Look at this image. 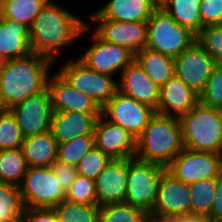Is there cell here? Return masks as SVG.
<instances>
[{
  "mask_svg": "<svg viewBox=\"0 0 222 222\" xmlns=\"http://www.w3.org/2000/svg\"><path fill=\"white\" fill-rule=\"evenodd\" d=\"M51 0L36 16L30 26L32 52L57 61V52L75 43L82 33L88 32L90 25Z\"/></svg>",
  "mask_w": 222,
  "mask_h": 222,
  "instance_id": "1",
  "label": "cell"
},
{
  "mask_svg": "<svg viewBox=\"0 0 222 222\" xmlns=\"http://www.w3.org/2000/svg\"><path fill=\"white\" fill-rule=\"evenodd\" d=\"M55 62L41 54L6 60L0 73V109H11L47 88L49 70Z\"/></svg>",
  "mask_w": 222,
  "mask_h": 222,
  "instance_id": "2",
  "label": "cell"
},
{
  "mask_svg": "<svg viewBox=\"0 0 222 222\" xmlns=\"http://www.w3.org/2000/svg\"><path fill=\"white\" fill-rule=\"evenodd\" d=\"M183 149L180 119L155 113L136 139L135 158L166 167Z\"/></svg>",
  "mask_w": 222,
  "mask_h": 222,
  "instance_id": "3",
  "label": "cell"
},
{
  "mask_svg": "<svg viewBox=\"0 0 222 222\" xmlns=\"http://www.w3.org/2000/svg\"><path fill=\"white\" fill-rule=\"evenodd\" d=\"M180 122L184 148L222 154V109L199 101Z\"/></svg>",
  "mask_w": 222,
  "mask_h": 222,
  "instance_id": "4",
  "label": "cell"
},
{
  "mask_svg": "<svg viewBox=\"0 0 222 222\" xmlns=\"http://www.w3.org/2000/svg\"><path fill=\"white\" fill-rule=\"evenodd\" d=\"M195 41L197 35L189 28L179 25L160 6L148 20L147 48L169 55H180Z\"/></svg>",
  "mask_w": 222,
  "mask_h": 222,
  "instance_id": "5",
  "label": "cell"
},
{
  "mask_svg": "<svg viewBox=\"0 0 222 222\" xmlns=\"http://www.w3.org/2000/svg\"><path fill=\"white\" fill-rule=\"evenodd\" d=\"M165 171L163 165L128 158L125 202L149 215L153 211L158 184Z\"/></svg>",
  "mask_w": 222,
  "mask_h": 222,
  "instance_id": "6",
  "label": "cell"
},
{
  "mask_svg": "<svg viewBox=\"0 0 222 222\" xmlns=\"http://www.w3.org/2000/svg\"><path fill=\"white\" fill-rule=\"evenodd\" d=\"M58 73L70 86L89 96L100 108L118 91V80L88 68L79 59L67 61Z\"/></svg>",
  "mask_w": 222,
  "mask_h": 222,
  "instance_id": "7",
  "label": "cell"
},
{
  "mask_svg": "<svg viewBox=\"0 0 222 222\" xmlns=\"http://www.w3.org/2000/svg\"><path fill=\"white\" fill-rule=\"evenodd\" d=\"M19 187L25 208H54L66 198L51 167H28Z\"/></svg>",
  "mask_w": 222,
  "mask_h": 222,
  "instance_id": "8",
  "label": "cell"
},
{
  "mask_svg": "<svg viewBox=\"0 0 222 222\" xmlns=\"http://www.w3.org/2000/svg\"><path fill=\"white\" fill-rule=\"evenodd\" d=\"M166 171L188 185L217 177L222 172V154L184 148L166 166Z\"/></svg>",
  "mask_w": 222,
  "mask_h": 222,
  "instance_id": "9",
  "label": "cell"
},
{
  "mask_svg": "<svg viewBox=\"0 0 222 222\" xmlns=\"http://www.w3.org/2000/svg\"><path fill=\"white\" fill-rule=\"evenodd\" d=\"M156 113L151 106L139 102L120 91L101 108V114L110 122L120 125L137 139Z\"/></svg>",
  "mask_w": 222,
  "mask_h": 222,
  "instance_id": "10",
  "label": "cell"
},
{
  "mask_svg": "<svg viewBox=\"0 0 222 222\" xmlns=\"http://www.w3.org/2000/svg\"><path fill=\"white\" fill-rule=\"evenodd\" d=\"M191 213L189 185L165 171L160 178L153 211L149 220L168 222L175 216Z\"/></svg>",
  "mask_w": 222,
  "mask_h": 222,
  "instance_id": "11",
  "label": "cell"
},
{
  "mask_svg": "<svg viewBox=\"0 0 222 222\" xmlns=\"http://www.w3.org/2000/svg\"><path fill=\"white\" fill-rule=\"evenodd\" d=\"M91 33L92 45L78 58L88 68L114 76L135 59V54L127 47L106 42L94 31Z\"/></svg>",
  "mask_w": 222,
  "mask_h": 222,
  "instance_id": "12",
  "label": "cell"
},
{
  "mask_svg": "<svg viewBox=\"0 0 222 222\" xmlns=\"http://www.w3.org/2000/svg\"><path fill=\"white\" fill-rule=\"evenodd\" d=\"M175 75L200 95L216 65L212 56L195 41L174 58Z\"/></svg>",
  "mask_w": 222,
  "mask_h": 222,
  "instance_id": "13",
  "label": "cell"
},
{
  "mask_svg": "<svg viewBox=\"0 0 222 222\" xmlns=\"http://www.w3.org/2000/svg\"><path fill=\"white\" fill-rule=\"evenodd\" d=\"M10 110L15 115L24 138L51 129L53 111L48 88L38 94L29 96Z\"/></svg>",
  "mask_w": 222,
  "mask_h": 222,
  "instance_id": "14",
  "label": "cell"
},
{
  "mask_svg": "<svg viewBox=\"0 0 222 222\" xmlns=\"http://www.w3.org/2000/svg\"><path fill=\"white\" fill-rule=\"evenodd\" d=\"M94 22V32L104 41L127 47L136 54L147 47L148 21L121 22L104 18H87Z\"/></svg>",
  "mask_w": 222,
  "mask_h": 222,
  "instance_id": "15",
  "label": "cell"
},
{
  "mask_svg": "<svg viewBox=\"0 0 222 222\" xmlns=\"http://www.w3.org/2000/svg\"><path fill=\"white\" fill-rule=\"evenodd\" d=\"M95 146L112 159L134 158L136 139L120 125L108 121L102 114L94 126Z\"/></svg>",
  "mask_w": 222,
  "mask_h": 222,
  "instance_id": "16",
  "label": "cell"
},
{
  "mask_svg": "<svg viewBox=\"0 0 222 222\" xmlns=\"http://www.w3.org/2000/svg\"><path fill=\"white\" fill-rule=\"evenodd\" d=\"M47 88L53 112L101 113V108L89 96L70 86L58 72L49 75Z\"/></svg>",
  "mask_w": 222,
  "mask_h": 222,
  "instance_id": "17",
  "label": "cell"
},
{
  "mask_svg": "<svg viewBox=\"0 0 222 222\" xmlns=\"http://www.w3.org/2000/svg\"><path fill=\"white\" fill-rule=\"evenodd\" d=\"M128 158L112 159L94 180L98 206L125 202Z\"/></svg>",
  "mask_w": 222,
  "mask_h": 222,
  "instance_id": "18",
  "label": "cell"
},
{
  "mask_svg": "<svg viewBox=\"0 0 222 222\" xmlns=\"http://www.w3.org/2000/svg\"><path fill=\"white\" fill-rule=\"evenodd\" d=\"M120 76L118 91L157 109L160 88L148 77L135 59L120 73Z\"/></svg>",
  "mask_w": 222,
  "mask_h": 222,
  "instance_id": "19",
  "label": "cell"
},
{
  "mask_svg": "<svg viewBox=\"0 0 222 222\" xmlns=\"http://www.w3.org/2000/svg\"><path fill=\"white\" fill-rule=\"evenodd\" d=\"M198 102L199 95L174 75L160 87V100L155 111L180 119Z\"/></svg>",
  "mask_w": 222,
  "mask_h": 222,
  "instance_id": "20",
  "label": "cell"
},
{
  "mask_svg": "<svg viewBox=\"0 0 222 222\" xmlns=\"http://www.w3.org/2000/svg\"><path fill=\"white\" fill-rule=\"evenodd\" d=\"M159 7L155 0H109L87 18H104L121 22L148 21Z\"/></svg>",
  "mask_w": 222,
  "mask_h": 222,
  "instance_id": "21",
  "label": "cell"
},
{
  "mask_svg": "<svg viewBox=\"0 0 222 222\" xmlns=\"http://www.w3.org/2000/svg\"><path fill=\"white\" fill-rule=\"evenodd\" d=\"M101 113L53 112L51 132L58 143L83 135H94V126Z\"/></svg>",
  "mask_w": 222,
  "mask_h": 222,
  "instance_id": "22",
  "label": "cell"
},
{
  "mask_svg": "<svg viewBox=\"0 0 222 222\" xmlns=\"http://www.w3.org/2000/svg\"><path fill=\"white\" fill-rule=\"evenodd\" d=\"M32 53L30 28L10 18H0V56L5 60Z\"/></svg>",
  "mask_w": 222,
  "mask_h": 222,
  "instance_id": "23",
  "label": "cell"
},
{
  "mask_svg": "<svg viewBox=\"0 0 222 222\" xmlns=\"http://www.w3.org/2000/svg\"><path fill=\"white\" fill-rule=\"evenodd\" d=\"M58 142L51 130L25 137L21 149L28 167H51L57 161Z\"/></svg>",
  "mask_w": 222,
  "mask_h": 222,
  "instance_id": "24",
  "label": "cell"
},
{
  "mask_svg": "<svg viewBox=\"0 0 222 222\" xmlns=\"http://www.w3.org/2000/svg\"><path fill=\"white\" fill-rule=\"evenodd\" d=\"M135 60L159 88L175 75L174 58L169 55L146 47L135 54Z\"/></svg>",
  "mask_w": 222,
  "mask_h": 222,
  "instance_id": "25",
  "label": "cell"
},
{
  "mask_svg": "<svg viewBox=\"0 0 222 222\" xmlns=\"http://www.w3.org/2000/svg\"><path fill=\"white\" fill-rule=\"evenodd\" d=\"M201 0H163L159 5L179 25L189 28L196 35L202 29Z\"/></svg>",
  "mask_w": 222,
  "mask_h": 222,
  "instance_id": "26",
  "label": "cell"
},
{
  "mask_svg": "<svg viewBox=\"0 0 222 222\" xmlns=\"http://www.w3.org/2000/svg\"><path fill=\"white\" fill-rule=\"evenodd\" d=\"M50 0H0V18H10L30 28Z\"/></svg>",
  "mask_w": 222,
  "mask_h": 222,
  "instance_id": "27",
  "label": "cell"
},
{
  "mask_svg": "<svg viewBox=\"0 0 222 222\" xmlns=\"http://www.w3.org/2000/svg\"><path fill=\"white\" fill-rule=\"evenodd\" d=\"M27 169L21 148L0 151V182L20 186Z\"/></svg>",
  "mask_w": 222,
  "mask_h": 222,
  "instance_id": "28",
  "label": "cell"
},
{
  "mask_svg": "<svg viewBox=\"0 0 222 222\" xmlns=\"http://www.w3.org/2000/svg\"><path fill=\"white\" fill-rule=\"evenodd\" d=\"M24 210L20 187L0 182V222H22Z\"/></svg>",
  "mask_w": 222,
  "mask_h": 222,
  "instance_id": "29",
  "label": "cell"
},
{
  "mask_svg": "<svg viewBox=\"0 0 222 222\" xmlns=\"http://www.w3.org/2000/svg\"><path fill=\"white\" fill-rule=\"evenodd\" d=\"M191 213L209 217L216 192V177L189 184Z\"/></svg>",
  "mask_w": 222,
  "mask_h": 222,
  "instance_id": "30",
  "label": "cell"
},
{
  "mask_svg": "<svg viewBox=\"0 0 222 222\" xmlns=\"http://www.w3.org/2000/svg\"><path fill=\"white\" fill-rule=\"evenodd\" d=\"M53 209L58 222H99L100 219L98 205H81L63 200Z\"/></svg>",
  "mask_w": 222,
  "mask_h": 222,
  "instance_id": "31",
  "label": "cell"
},
{
  "mask_svg": "<svg viewBox=\"0 0 222 222\" xmlns=\"http://www.w3.org/2000/svg\"><path fill=\"white\" fill-rule=\"evenodd\" d=\"M149 216L142 209L126 202L100 207L99 222H148Z\"/></svg>",
  "mask_w": 222,
  "mask_h": 222,
  "instance_id": "32",
  "label": "cell"
},
{
  "mask_svg": "<svg viewBox=\"0 0 222 222\" xmlns=\"http://www.w3.org/2000/svg\"><path fill=\"white\" fill-rule=\"evenodd\" d=\"M94 146V135H83L68 142L58 143L57 161L76 167L80 159Z\"/></svg>",
  "mask_w": 222,
  "mask_h": 222,
  "instance_id": "33",
  "label": "cell"
},
{
  "mask_svg": "<svg viewBox=\"0 0 222 222\" xmlns=\"http://www.w3.org/2000/svg\"><path fill=\"white\" fill-rule=\"evenodd\" d=\"M23 135L10 109H0V151L21 148Z\"/></svg>",
  "mask_w": 222,
  "mask_h": 222,
  "instance_id": "34",
  "label": "cell"
},
{
  "mask_svg": "<svg viewBox=\"0 0 222 222\" xmlns=\"http://www.w3.org/2000/svg\"><path fill=\"white\" fill-rule=\"evenodd\" d=\"M111 160L112 158L108 154L94 146L80 159L76 168L79 175L95 180Z\"/></svg>",
  "mask_w": 222,
  "mask_h": 222,
  "instance_id": "35",
  "label": "cell"
},
{
  "mask_svg": "<svg viewBox=\"0 0 222 222\" xmlns=\"http://www.w3.org/2000/svg\"><path fill=\"white\" fill-rule=\"evenodd\" d=\"M65 200L81 205H98L94 180L78 175L66 192Z\"/></svg>",
  "mask_w": 222,
  "mask_h": 222,
  "instance_id": "36",
  "label": "cell"
},
{
  "mask_svg": "<svg viewBox=\"0 0 222 222\" xmlns=\"http://www.w3.org/2000/svg\"><path fill=\"white\" fill-rule=\"evenodd\" d=\"M197 42L212 56L216 64L222 65V24L203 27L197 34Z\"/></svg>",
  "mask_w": 222,
  "mask_h": 222,
  "instance_id": "37",
  "label": "cell"
},
{
  "mask_svg": "<svg viewBox=\"0 0 222 222\" xmlns=\"http://www.w3.org/2000/svg\"><path fill=\"white\" fill-rule=\"evenodd\" d=\"M199 101L212 108L222 109V65L216 64Z\"/></svg>",
  "mask_w": 222,
  "mask_h": 222,
  "instance_id": "38",
  "label": "cell"
},
{
  "mask_svg": "<svg viewBox=\"0 0 222 222\" xmlns=\"http://www.w3.org/2000/svg\"><path fill=\"white\" fill-rule=\"evenodd\" d=\"M199 10L202 28L222 24V0H201Z\"/></svg>",
  "mask_w": 222,
  "mask_h": 222,
  "instance_id": "39",
  "label": "cell"
},
{
  "mask_svg": "<svg viewBox=\"0 0 222 222\" xmlns=\"http://www.w3.org/2000/svg\"><path fill=\"white\" fill-rule=\"evenodd\" d=\"M51 168L54 174L59 178L65 192L69 190L70 186L79 175L75 166L64 164L59 161H55Z\"/></svg>",
  "mask_w": 222,
  "mask_h": 222,
  "instance_id": "40",
  "label": "cell"
},
{
  "mask_svg": "<svg viewBox=\"0 0 222 222\" xmlns=\"http://www.w3.org/2000/svg\"><path fill=\"white\" fill-rule=\"evenodd\" d=\"M22 222H58L53 208H25Z\"/></svg>",
  "mask_w": 222,
  "mask_h": 222,
  "instance_id": "41",
  "label": "cell"
},
{
  "mask_svg": "<svg viewBox=\"0 0 222 222\" xmlns=\"http://www.w3.org/2000/svg\"><path fill=\"white\" fill-rule=\"evenodd\" d=\"M209 218L222 220V172L216 177V192Z\"/></svg>",
  "mask_w": 222,
  "mask_h": 222,
  "instance_id": "42",
  "label": "cell"
},
{
  "mask_svg": "<svg viewBox=\"0 0 222 222\" xmlns=\"http://www.w3.org/2000/svg\"><path fill=\"white\" fill-rule=\"evenodd\" d=\"M206 216L189 213L181 216H175L168 222H204Z\"/></svg>",
  "mask_w": 222,
  "mask_h": 222,
  "instance_id": "43",
  "label": "cell"
},
{
  "mask_svg": "<svg viewBox=\"0 0 222 222\" xmlns=\"http://www.w3.org/2000/svg\"><path fill=\"white\" fill-rule=\"evenodd\" d=\"M6 60L0 56V73L3 70L4 64H5Z\"/></svg>",
  "mask_w": 222,
  "mask_h": 222,
  "instance_id": "44",
  "label": "cell"
},
{
  "mask_svg": "<svg viewBox=\"0 0 222 222\" xmlns=\"http://www.w3.org/2000/svg\"><path fill=\"white\" fill-rule=\"evenodd\" d=\"M204 222H222V220L206 217Z\"/></svg>",
  "mask_w": 222,
  "mask_h": 222,
  "instance_id": "45",
  "label": "cell"
},
{
  "mask_svg": "<svg viewBox=\"0 0 222 222\" xmlns=\"http://www.w3.org/2000/svg\"><path fill=\"white\" fill-rule=\"evenodd\" d=\"M155 1L160 5L163 0H155Z\"/></svg>",
  "mask_w": 222,
  "mask_h": 222,
  "instance_id": "46",
  "label": "cell"
}]
</instances>
